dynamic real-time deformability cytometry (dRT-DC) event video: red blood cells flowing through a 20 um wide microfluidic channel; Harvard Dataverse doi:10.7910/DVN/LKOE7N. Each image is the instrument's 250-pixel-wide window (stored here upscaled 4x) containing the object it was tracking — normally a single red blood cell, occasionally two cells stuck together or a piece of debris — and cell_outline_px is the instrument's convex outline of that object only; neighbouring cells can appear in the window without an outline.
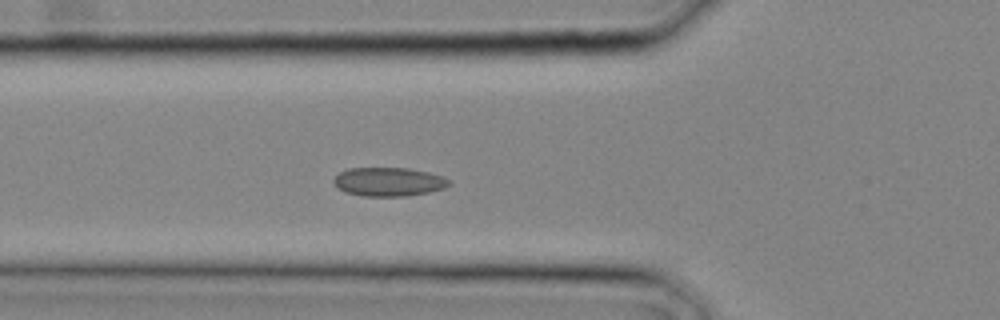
{"species": "common noctule bat (a hibernating species)", "species_latin": "Nyctalus noctula", "temperature_condition": "cold", "stored_images_in_passage": 20, "camera_frame_rate_fps": 3000, "um_per_image_px": 0.085, "animal": {"sex": "male", "body_mass_g": 20.4}, "frame": {"image": 1, "passage_image": 9, "time_ms": 2.667, "image_size_px": [1000, 320], "cell_outline_px": [[452, 184], [444, 188], [428, 192], [408, 196], [364, 196], [348, 192], [340, 188], [332, 180], [340, 172], [348, 168], [408, 168], [428, 172], [444, 176]], "centroid_in_image_um": [33.08, 15.44], "position_along_channel_um": 92.7, "area_um2": 19.19}}
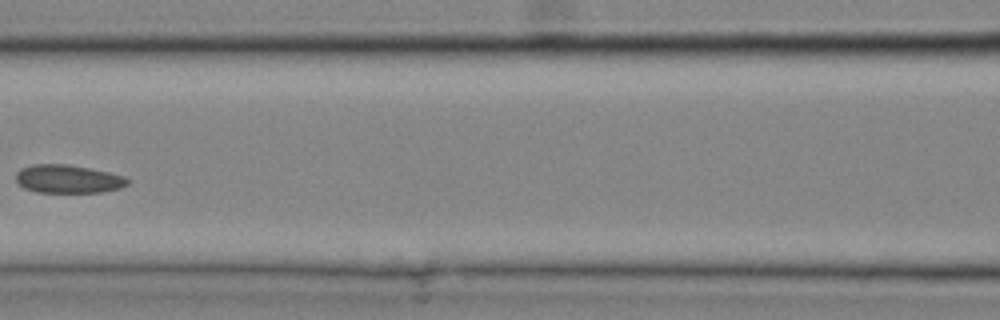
{"frame": {"image": 2, "passage_image": 12, "time_ms": 3.667, "image_size_px": [1000, 320], "cell_outline_px": [[128, 184], [120, 188], [104, 192], [36, 192], [24, 188], [16, 180], [16, 172], [20, 168], [32, 164], [68, 164], [108, 172], [124, 176], [128, 180]], "centroid_in_image_um": [5.76, 15.21], "position_along_channel_um": 160.8, "area_um2": 18.38}}
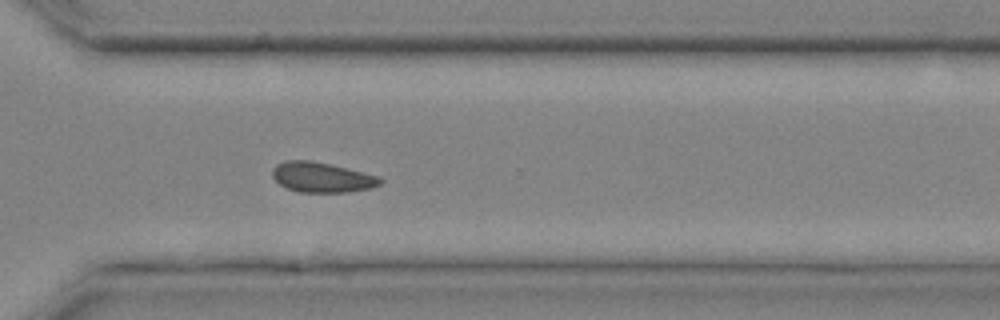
{"frame": {"image": 3, "passage_image": 20, "time_ms": 6.333, "image_size_px": [1000, 320], "cell_outline_px": [[384, 180], [380, 184], [372, 188], [348, 192], [300, 192], [288, 188], [280, 184], [272, 176], [272, 168], [276, 164], [284, 160], [308, 160], [328, 164], [380, 176]], "centroid_in_image_um": [27.36, 15.07], "position_along_channel_um": 343.2, "area_um2": 18.84}}